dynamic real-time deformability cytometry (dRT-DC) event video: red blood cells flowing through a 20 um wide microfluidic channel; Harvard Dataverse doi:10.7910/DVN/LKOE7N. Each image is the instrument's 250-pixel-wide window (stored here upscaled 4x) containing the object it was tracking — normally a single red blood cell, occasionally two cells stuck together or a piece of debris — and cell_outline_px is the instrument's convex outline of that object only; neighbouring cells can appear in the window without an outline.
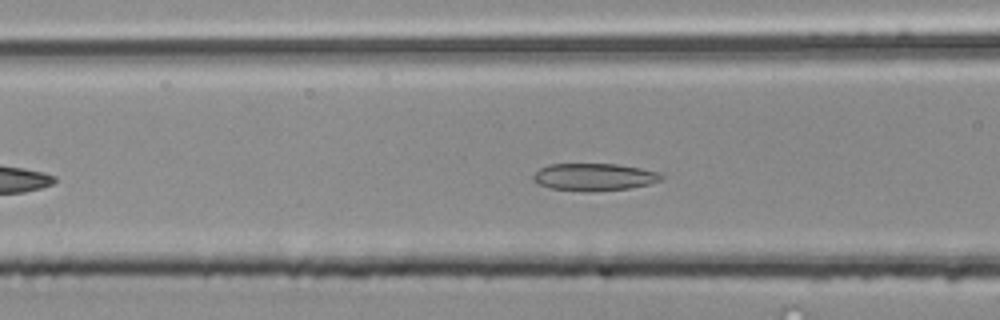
{"species": "common noctule bat (a hibernating species)", "species_latin": "Nyctalus noctula", "temperature_condition": "room temperature", "stored_images_in_passage": 39, "camera_frame_rate_fps": 3000, "um_per_image_px": 0.085, "animal": {"sex": "male", "body_mass_g": 20.4}, "frame": {"image": 1, "passage_image": 11, "time_ms": 3.333, "image_size_px": [1000, 320], "cell_outline_px": [[664, 176], [660, 180], [648, 184], [628, 188], [552, 188], [540, 184], [532, 180], [532, 176], [540, 168], [548, 164], [616, 164], [640, 168], [660, 172]], "centroid_in_image_um": [50.52, 14.98], "position_along_channel_um": 116.1, "area_um2": 19.19}}
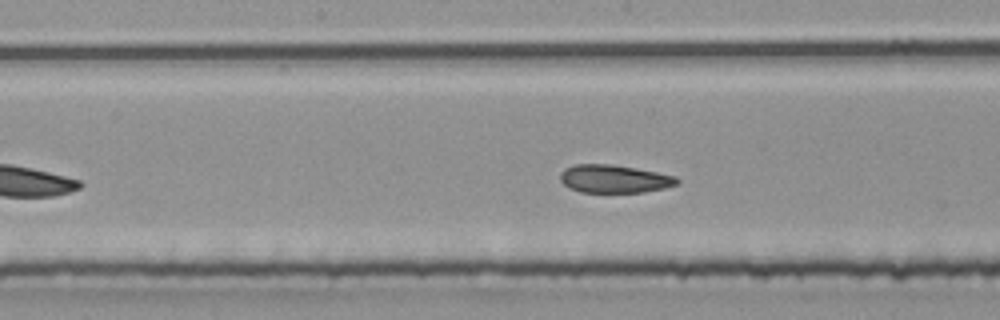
{"frame": {"image": 2, "passage_image": 17, "time_ms": 5.333, "image_size_px": [1000, 320], "cell_outline_px": [[680, 184], [664, 188], [644, 192], [580, 192], [568, 188], [560, 180], [560, 172], [564, 168], [576, 164], [608, 164], [636, 168], [676, 176], [680, 180]], "centroid_in_image_um": [52.21, 15.2], "position_along_channel_um": 196.0, "area_um2": 19.19}}
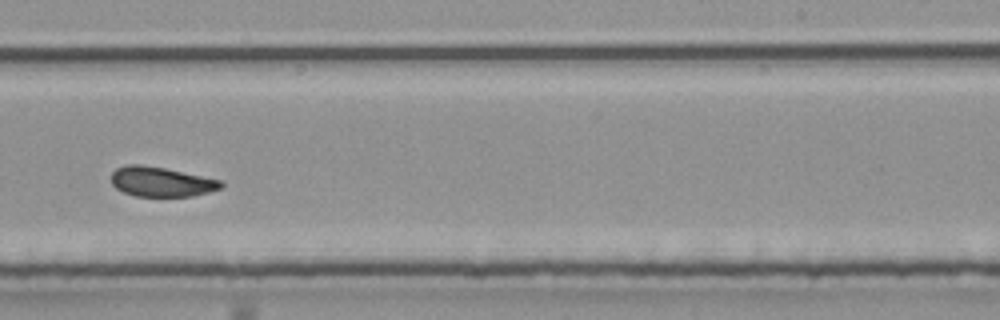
{"frame": {"image": 3, "passage_image": 23, "time_ms": 7.333, "image_size_px": [1000, 320], "cell_outline_px": [[224, 188], [192, 196], [136, 196], [124, 192], [116, 188], [112, 184], [112, 172], [116, 168], [128, 164], [140, 164], [164, 168], [220, 180], [224, 184]], "centroid_in_image_um": [13.7, 15.45], "position_along_channel_um": 275.3, "area_um2": 18.9}, "authors_computed_cell_mechanics": {"area_um2": 19.363, "velocity_mm_per_s": 3.9812, "shape_relaxation_time_tau1_ms": null, "shape_relaxation_time_tau2_ms": 1.9248, "deformation_change_tau1": null, "deformation_change_tau2": 0.087}}